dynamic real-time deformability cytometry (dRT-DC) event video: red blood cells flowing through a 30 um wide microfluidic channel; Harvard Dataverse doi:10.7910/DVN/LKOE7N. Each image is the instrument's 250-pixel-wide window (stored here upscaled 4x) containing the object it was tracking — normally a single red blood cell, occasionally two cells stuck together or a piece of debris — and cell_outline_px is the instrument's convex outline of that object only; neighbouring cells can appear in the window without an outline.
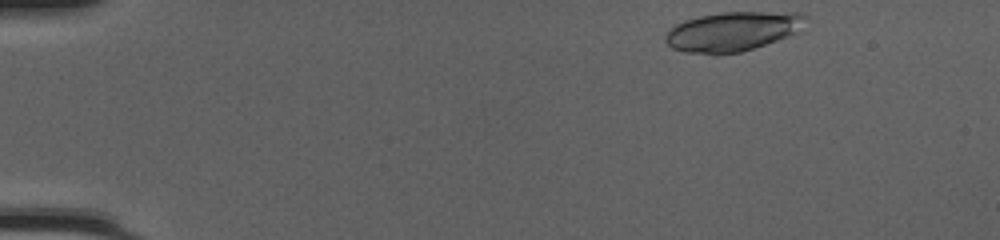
{"species": "common noctule bat (a hibernating species)", "species_latin": "Nyctalus noctula", "temperature_condition": "cold", "stored_images_in_passage": 44, "camera_frame_rate_fps": 3000, "um_per_image_px": 0.085, "animal": {"sex": "female", "body_mass_g": 20.0, "forearm_length_mm": 54.0}, "frame": {"image": 1, "passage_image": 1, "time_ms": 0.0, "image_size_px": [1000, 240], "cell_outline_px": [[808, 16], [796, 32], [788, 36], [740, 52], [720, 56], [716, 56], [684, 52], [672, 48], [664, 40], [664, 36], [676, 24], [684, 20], [700, 16], [724, 12], [800, 12]], "centroid_in_image_um": [62.23, 2.69], "position_along_channel_um": 22.8, "area_um2": 32.31}}